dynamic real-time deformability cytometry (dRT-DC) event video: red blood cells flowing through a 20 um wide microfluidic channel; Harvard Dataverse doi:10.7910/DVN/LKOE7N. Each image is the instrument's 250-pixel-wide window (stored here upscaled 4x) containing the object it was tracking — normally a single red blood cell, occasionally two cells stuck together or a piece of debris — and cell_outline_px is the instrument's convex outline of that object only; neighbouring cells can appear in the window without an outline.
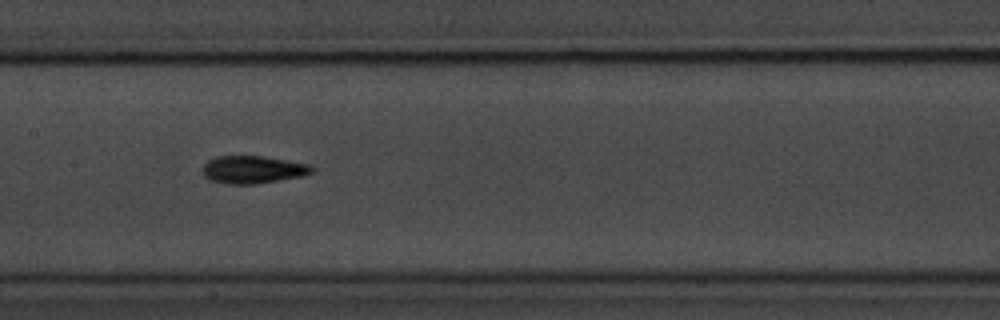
{"species": "common noctule bat (a hibernating species)", "species_latin": "Nyctalus noctula", "temperature_condition": "room temperature", "stored_images_in_passage": 34, "camera_frame_rate_fps": 3000, "um_per_image_px": 0.085, "animal": {"sex": "male", "body_mass_g": 20.1, "forearm_length_mm": 53.5}, "frame": {"image": 1, "passage_image": 15, "time_ms": 4.667, "image_size_px": [1000, 320], "cell_outline_px": [[316, 168], [312, 172], [304, 176], [256, 184], [228, 184], [208, 180], [204, 176], [204, 164], [208, 160], [216, 156], [260, 156], [308, 164]], "centroid_in_image_um": [21.49, 14.43], "position_along_channel_um": 185.9, "area_um2": 17.57}}